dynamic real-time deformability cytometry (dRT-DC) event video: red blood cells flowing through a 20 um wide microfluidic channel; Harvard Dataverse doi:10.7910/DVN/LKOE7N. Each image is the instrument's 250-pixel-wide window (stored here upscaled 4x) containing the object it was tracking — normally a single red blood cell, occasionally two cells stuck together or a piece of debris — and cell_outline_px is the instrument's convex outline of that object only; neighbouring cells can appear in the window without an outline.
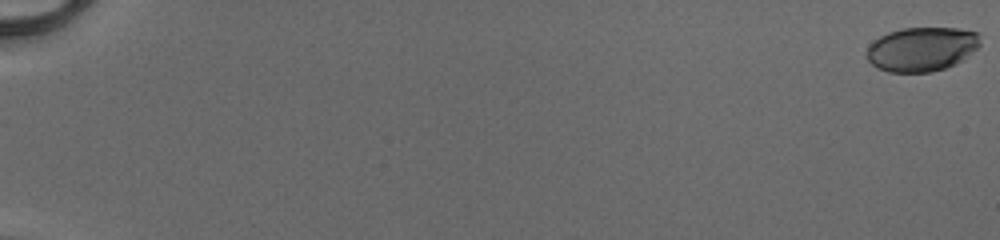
{"species": "human", "species_latin": "Homo sapiens", "temperature_condition": "cold", "stored_images_in_passage": 54, "camera_frame_rate_fps": 3000, "um_per_image_px": 0.085, "donor": {"sex": "male"}, "frame": {"image": 1, "passage_image": 1, "time_ms": 0.0, "image_size_px": [1000, 240], "cell_outline_px": [[980, 44], [964, 60], [956, 64], [932, 72], [888, 72], [876, 68], [868, 60], [864, 52], [868, 44], [880, 36], [888, 32], [904, 28], [956, 28], [976, 32], [980, 36]], "centroid_in_image_um": [78.31, 4.18], "position_along_channel_um": 6.7, "area_um2": 29.54}}
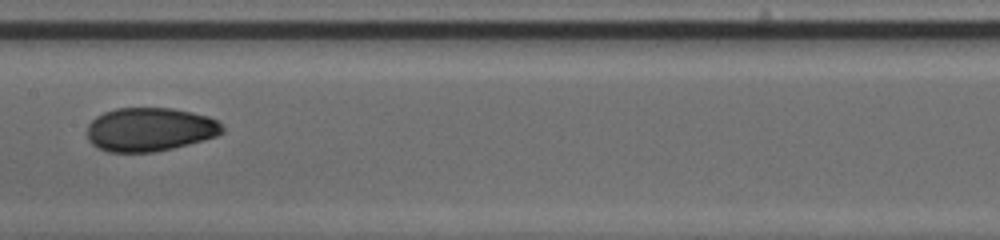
{"frame": {"image": 2, "passage_image": 31, "time_ms": 10.0, "image_size_px": [1000, 240], "cell_outline_px": [[224, 132], [216, 136], [188, 144], [172, 148], [152, 152], [108, 152], [96, 148], [88, 140], [88, 124], [96, 116], [104, 112], [116, 108], [172, 108], [192, 112], [208, 116], [216, 120], [224, 128]], "centroid_in_image_um": [12.71, 11.0], "position_along_channel_um": 194.7, "area_um2": 34.45}}
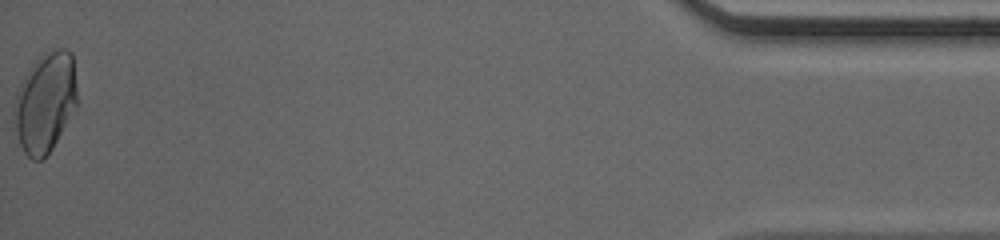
{"frame": {"image": 3, "passage_image": 54, "time_ms": 17.667, "image_size_px": [1000, 240], "cell_outline_px": [[76, 108], [52, 148], [40, 160], [32, 160], [24, 152], [20, 144], [16, 132], [12, 108], [20, 84], [24, 76], [32, 64], [44, 52], [56, 48], [64, 48], [72, 52], [76, 88]], "centroid_in_image_um": [3.83, 8.68], "position_along_channel_um": 431.4, "area_um2": 36.59}, "authors_computed_cell_mechanics": {"area_um2": 33.4662, "velocity_mm_per_s": 4.1389, "shape_relaxation_time_tau1_ms": 5.6348, "shape_relaxation_time_tau2_ms": 1.1077, "deformation_change_tau1": 0.1804, "deformation_change_tau2": 0.044}}